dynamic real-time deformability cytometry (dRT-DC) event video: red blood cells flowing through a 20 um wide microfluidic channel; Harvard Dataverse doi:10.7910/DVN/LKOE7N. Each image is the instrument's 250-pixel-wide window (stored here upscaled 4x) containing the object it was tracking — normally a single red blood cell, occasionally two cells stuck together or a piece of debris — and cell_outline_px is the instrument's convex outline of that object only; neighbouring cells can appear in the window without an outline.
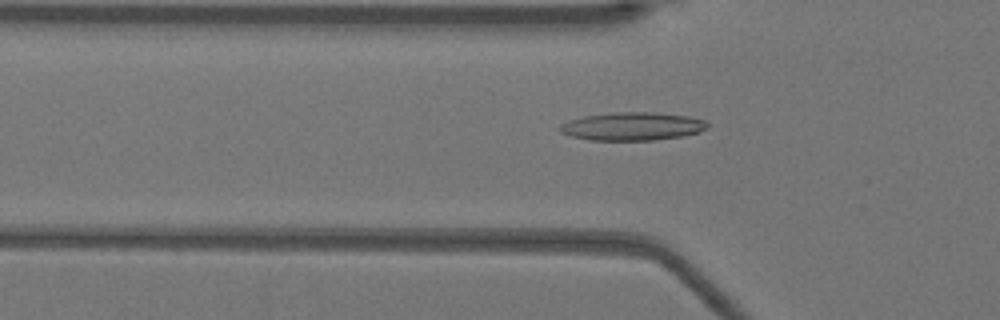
{"species": "Egyptian fruit bat (a non-hibernating species)", "species_latin": "Rousettus aegyptiacus", "temperature_condition": "warm", "stored_images_in_passage": 52, "camera_frame_rate_fps": 3000, "um_per_image_px": 0.085, "animal": {"sex": "female"}, "frame": {"image": 1, "passage_image": 17, "time_ms": 5.333, "image_size_px": [1000, 320], "cell_outline_px": [[708, 128], [700, 132], [684, 136], [652, 140], [592, 140], [572, 136], [560, 132], [560, 124], [568, 120], [584, 116], [616, 112], [656, 112], [688, 116], [708, 120]], "centroid_in_image_um": [53.8, 10.73], "position_along_channel_um": 72.0, "area_um2": 24.33}}
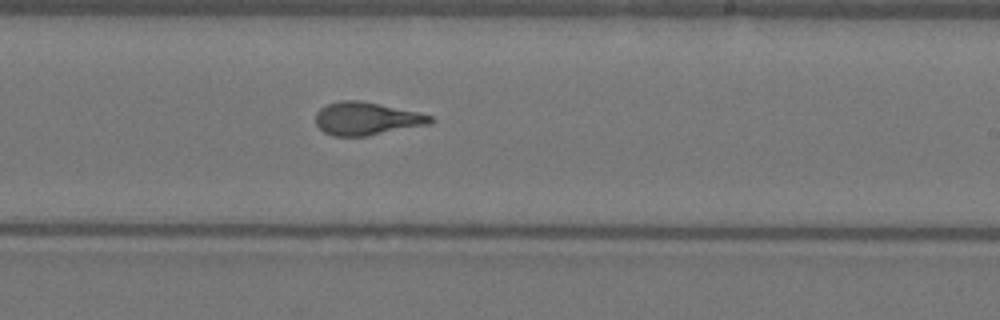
{"frame": {"image": 2, "passage_image": 31, "time_ms": 10.0, "image_size_px": [1000, 320], "cell_outline_px": [[432, 120], [428, 124], [368, 136], [332, 136], [324, 132], [316, 124], [316, 112], [320, 108], [328, 104], [340, 100], [360, 100], [380, 104], [416, 112], [432, 116]], "centroid_in_image_um": [31.1, 10.08], "position_along_channel_um": 257.9, "area_um2": 21.79}}
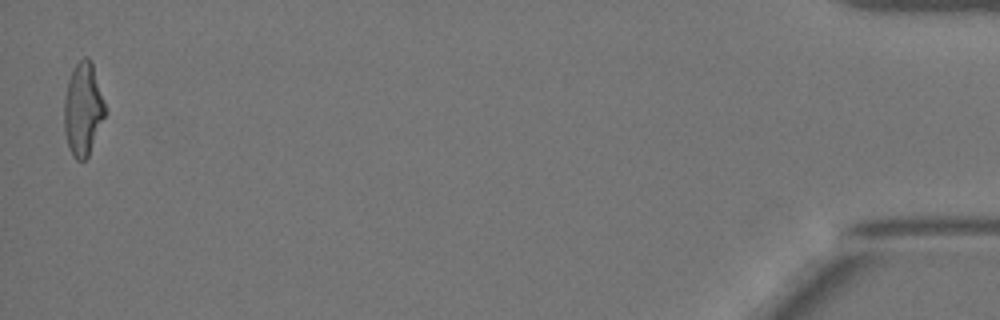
{"frame": {"image": 3, "passage_image": 51, "time_ms": 16.667, "image_size_px": [1000, 320], "cell_outline_px": [[104, 116], [88, 156], [84, 160], [76, 160], [72, 156], [68, 148], [64, 132], [64, 96], [68, 80], [76, 64], [84, 56], [88, 56], [92, 64], [104, 104]], "centroid_in_image_um": [7.01, 9.31], "position_along_channel_um": 428.2, "area_um2": 21.73}, "authors_computed_cell_mechanics": {"area_um2": 22.1085, "velocity_mm_per_s": 3.9597, "shape_relaxation_time_tau1_ms": 8.65, "shape_relaxation_time_tau2_ms": 1.3625, "deformation_change_tau1": 0.2632, "deformation_change_tau2": 0.1079}}